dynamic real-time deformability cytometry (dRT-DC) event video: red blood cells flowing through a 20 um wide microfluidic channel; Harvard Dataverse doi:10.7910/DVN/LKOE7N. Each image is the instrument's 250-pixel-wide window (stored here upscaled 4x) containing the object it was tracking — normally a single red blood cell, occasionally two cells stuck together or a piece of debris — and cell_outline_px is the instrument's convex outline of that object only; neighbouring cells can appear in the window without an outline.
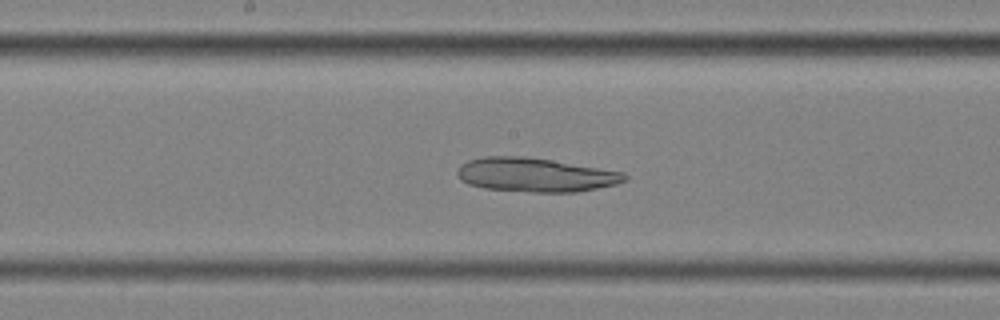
{"species": "common noctule bat (a hibernating species)", "species_latin": "Nyctalus noctula", "temperature_condition": "cold", "stored_images_in_passage": 57, "camera_frame_rate_fps": 3000, "um_per_image_px": 0.085, "animal": {"sex": "female", "body_mass_g": 25.1}, "frame": {"image": 1, "passage_image": 30, "time_ms": 9.667, "image_size_px": [1000, 320], "cell_outline_px": [[628, 180], [616, 184], [576, 192], [532, 192], [484, 188], [468, 184], [460, 180], [456, 172], [460, 164], [468, 160], [484, 156], [524, 156], [552, 160], [624, 172], [628, 176]], "centroid_in_image_um": [45.49, 14.86], "position_along_channel_um": 202.7, "area_um2": 33.23}}
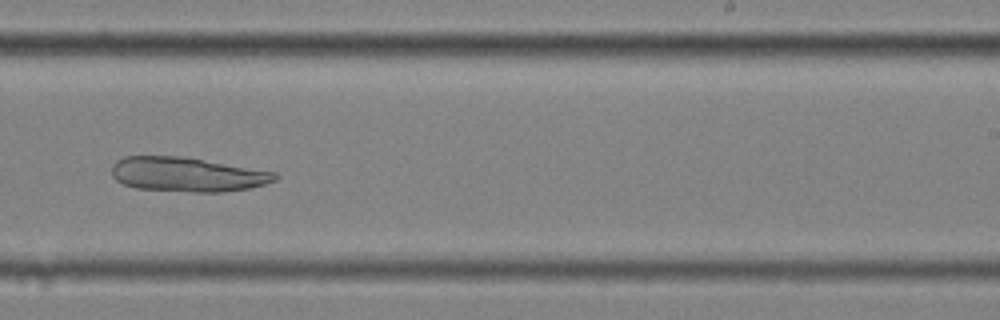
{"frame": {"image": 2, "passage_image": 36, "time_ms": 11.667, "image_size_px": [1000, 320], "cell_outline_px": [[280, 176], [276, 180], [264, 184], [248, 188], [224, 192], [192, 192], [136, 188], [124, 184], [116, 180], [112, 176], [112, 164], [116, 160], [124, 156], [184, 156], [276, 172]], "centroid_in_image_um": [15.91, 14.82], "position_along_channel_um": 273.1, "area_um2": 32.95}}
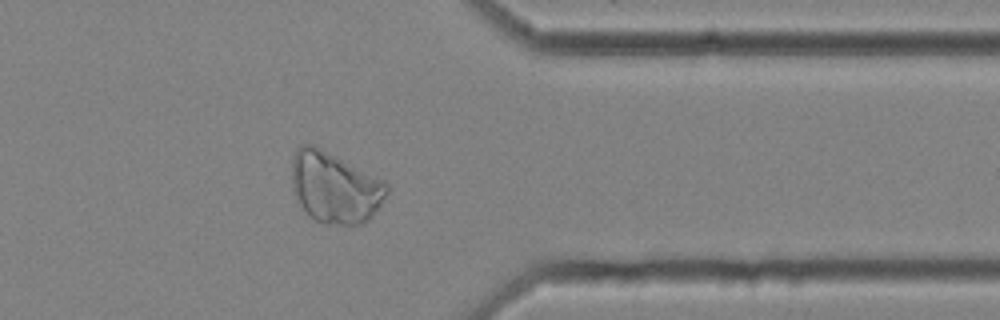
{"frame": {"image": 3, "passage_image": 46, "time_ms": 15.0, "image_size_px": [1000, 320], "cell_outline_px": [[388, 192], [372, 216], [364, 224], [320, 224], [308, 216], [300, 204], [292, 188], [292, 156], [300, 144], [312, 144], [384, 180], [388, 184]], "centroid_in_image_um": [28.44, 15.95], "position_along_channel_um": 383.0, "area_um2": 39.36}}